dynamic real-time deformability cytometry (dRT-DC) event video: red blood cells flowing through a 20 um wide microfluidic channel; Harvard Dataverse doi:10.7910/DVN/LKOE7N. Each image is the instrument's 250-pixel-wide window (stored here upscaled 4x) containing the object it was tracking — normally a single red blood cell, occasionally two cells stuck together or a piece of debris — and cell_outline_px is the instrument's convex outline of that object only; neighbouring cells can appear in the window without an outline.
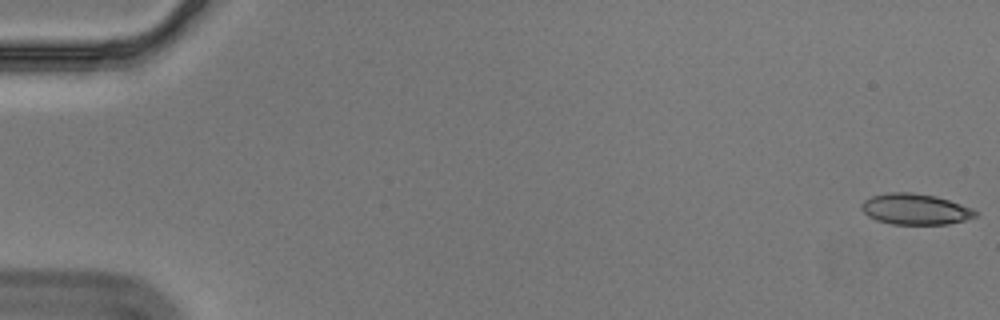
{"species": "Egyptian fruit bat (a non-hibernating species)", "species_latin": "Rousettus aegyptiacus", "temperature_condition": "cold", "stored_images_in_passage": 57, "camera_frame_rate_fps": 3000, "um_per_image_px": 0.085, "animal": {"sex": "male"}, "frame": {"image": 1, "passage_image": 1, "time_ms": 0.0, "image_size_px": [1000, 320], "cell_outline_px": [[980, 212], [976, 216], [964, 220], [948, 224], [892, 224], [876, 220], [868, 216], [860, 208], [860, 204], [864, 200], [872, 196], [888, 192], [912, 192], [936, 196], [972, 208]], "centroid_in_image_um": [77.78, 17.77], "position_along_channel_um": 7.2, "area_um2": 20.58}}
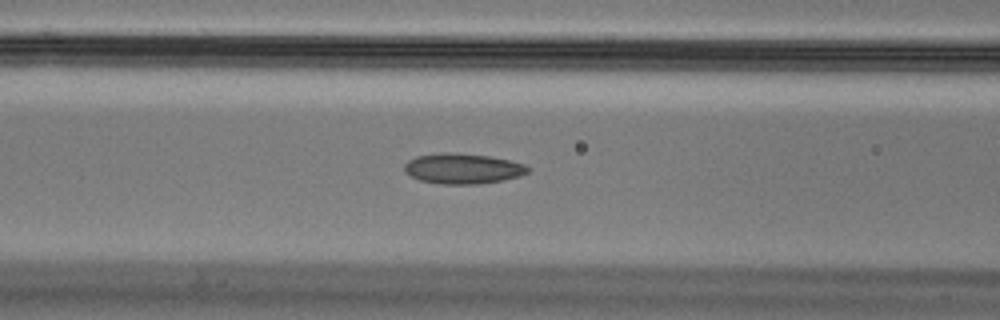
{"frame": {"image": 2, "passage_image": 24, "time_ms": 7.667, "image_size_px": [1000, 320], "cell_outline_px": [[528, 172], [520, 176], [504, 180], [480, 184], [440, 184], [420, 180], [404, 172], [404, 164], [408, 160], [416, 156], [444, 152], [452, 152], [488, 156], [508, 160], [524, 164], [528, 168]], "centroid_in_image_um": [39.31, 14.33], "position_along_channel_um": 127.3, "area_um2": 21.85}}
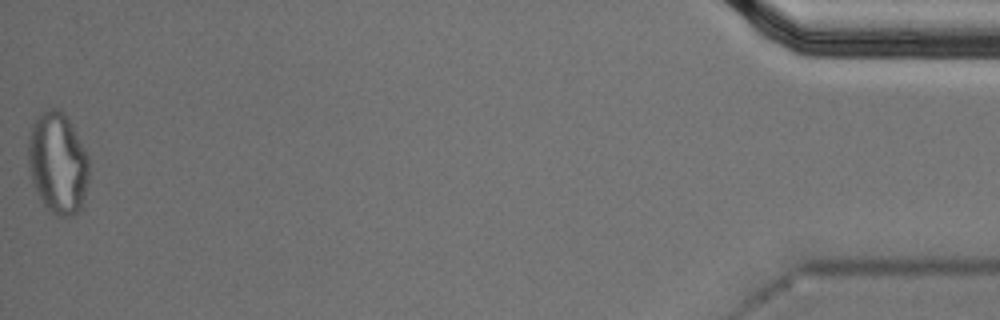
{"frame": {"image": 3, "passage_image": 57, "time_ms": 18.667, "image_size_px": [1000, 320], "cell_outline_px": [[88, 184], [80, 208], [76, 216], [56, 216], [48, 212], [36, 192], [32, 184], [28, 168], [28, 140], [32, 124], [36, 116], [48, 108], [56, 108], [68, 116], [88, 156]], "centroid_in_image_um": [4.89, 13.87], "position_along_channel_um": 430.3, "area_um2": 36.47}, "authors_computed_cell_mechanics": {"area_um2": 21.2126, "velocity_mm_per_s": 3.5611, "shape_relaxation_time_tau1_ms": null, "shape_relaxation_time_tau2_ms": 3.3057, "deformation_change_tau1": null, "deformation_change_tau2": 0.0996}}